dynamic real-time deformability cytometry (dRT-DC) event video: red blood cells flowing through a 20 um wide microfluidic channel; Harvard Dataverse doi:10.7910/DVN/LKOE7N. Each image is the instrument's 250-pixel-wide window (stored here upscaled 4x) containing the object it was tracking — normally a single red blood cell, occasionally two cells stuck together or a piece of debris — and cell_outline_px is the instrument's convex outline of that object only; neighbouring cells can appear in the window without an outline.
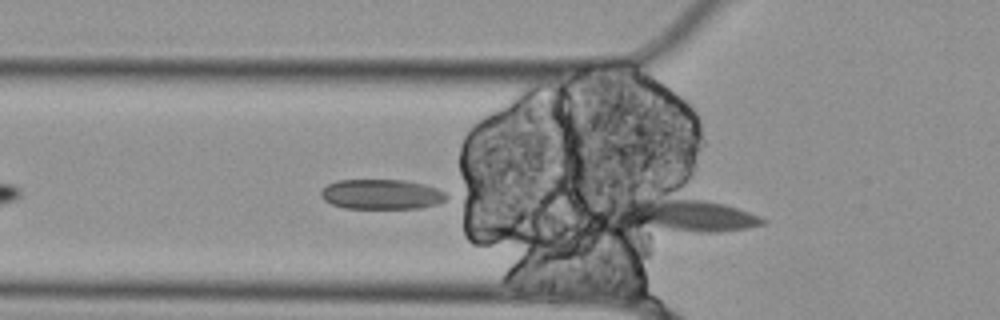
{"species": "Egyptian fruit bat (a non-hibernating species)", "species_latin": "Rousettus aegyptiacus", "temperature_condition": "cold", "stored_images_in_passage": 2, "camera_frame_rate_fps": 3000, "um_per_image_px": 0.085, "animal": {"sex": "female"}, "frame": {"image": 1, "passage_image": 2, "time_ms": 0.333, "image_size_px": [1000, 320], "cell_outline_px": [[768, 220], [764, 224], [748, 228], [720, 232], [620, 236], [616, 212], [616, 208], [620, 204], [628, 200], [700, 200], [724, 204], [748, 212]], "centroid_in_image_um": [57.91, 18.49], "position_along_channel_um": 67.9, "area_um2": 30.63}}